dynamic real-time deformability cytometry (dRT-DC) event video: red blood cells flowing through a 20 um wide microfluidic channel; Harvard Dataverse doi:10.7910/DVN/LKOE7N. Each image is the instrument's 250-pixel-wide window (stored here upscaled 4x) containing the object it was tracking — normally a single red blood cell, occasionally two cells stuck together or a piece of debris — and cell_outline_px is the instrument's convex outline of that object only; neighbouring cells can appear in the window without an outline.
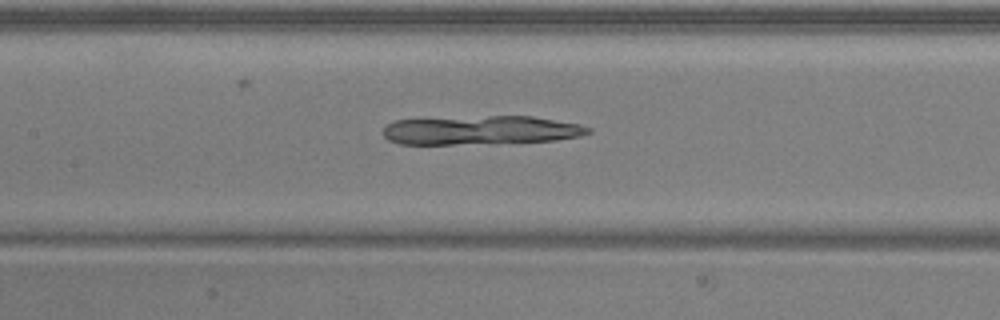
{"species": "common noctule bat (a hibernating species)", "species_latin": "Nyctalus noctula", "temperature_condition": "warm", "stored_images_in_passage": 51, "camera_frame_rate_fps": 3000, "um_per_image_px": 0.085, "animal": {"sex": "male", "body_mass_g": 20.5, "forearm_length_mm": 52.5}, "frame": {"image": 1, "passage_image": 24, "time_ms": 7.667, "image_size_px": [1000, 320], "cell_outline_px": [[592, 132], [580, 136], [556, 140], [452, 144], [400, 144], [388, 140], [384, 136], [384, 128], [388, 124], [396, 120], [488, 116], [532, 116], [580, 124], [592, 128]], "centroid_in_image_um": [40.9, 11.06], "position_along_channel_um": 166.5, "area_um2": 34.1}}